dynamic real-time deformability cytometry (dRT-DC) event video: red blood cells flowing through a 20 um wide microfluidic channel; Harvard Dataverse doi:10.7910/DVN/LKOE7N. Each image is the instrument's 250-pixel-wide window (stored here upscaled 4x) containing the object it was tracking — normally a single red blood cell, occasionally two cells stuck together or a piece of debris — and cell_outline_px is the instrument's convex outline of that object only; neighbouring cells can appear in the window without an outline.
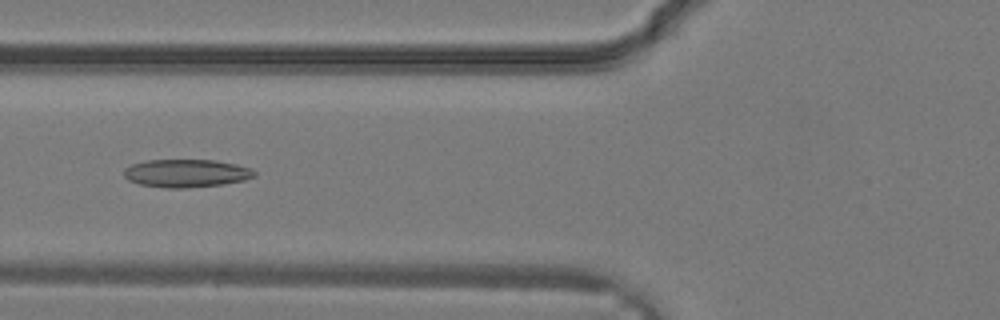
{"species": "common noctule bat (a hibernating species)", "species_latin": "Nyctalus noctula", "temperature_condition": "warm", "stored_images_in_passage": 28, "camera_frame_rate_fps": 3000, "um_per_image_px": 0.085, "animal": {"sex": "male", "body_mass_g": 19.2, "forearm_length_mm": 51.8}, "frame": {"image": 1, "passage_image": 8, "time_ms": 2.333, "image_size_px": [1000, 320], "cell_outline_px": [[256, 176], [244, 180], [220, 184], [184, 188], [168, 188], [140, 184], [128, 180], [124, 176], [124, 168], [132, 164], [148, 160], [216, 160], [236, 164], [252, 168], [256, 172]], "centroid_in_image_um": [15.84, 14.72], "position_along_channel_um": 110.0, "area_um2": 21.21}}
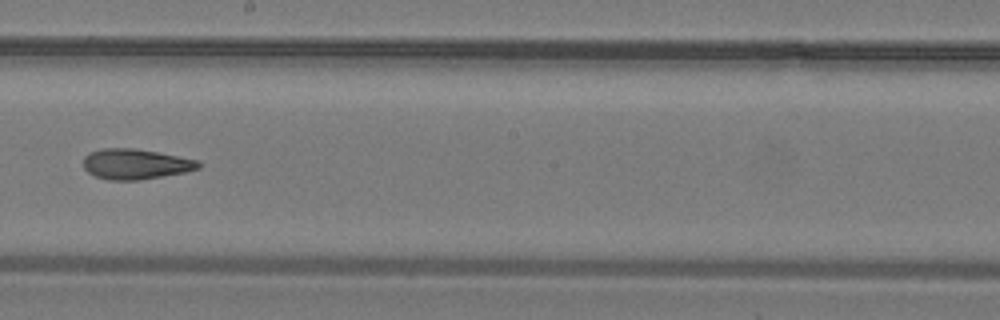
{"frame": {"image": 2, "passage_image": 14, "time_ms": 4.333, "image_size_px": [1000, 320], "cell_outline_px": [[200, 168], [184, 172], [136, 180], [108, 180], [96, 176], [88, 172], [84, 168], [84, 156], [88, 152], [104, 148], [136, 148], [200, 160]], "centroid_in_image_um": [11.51, 13.93], "position_along_channel_um": 236.7, "area_um2": 20.29}}
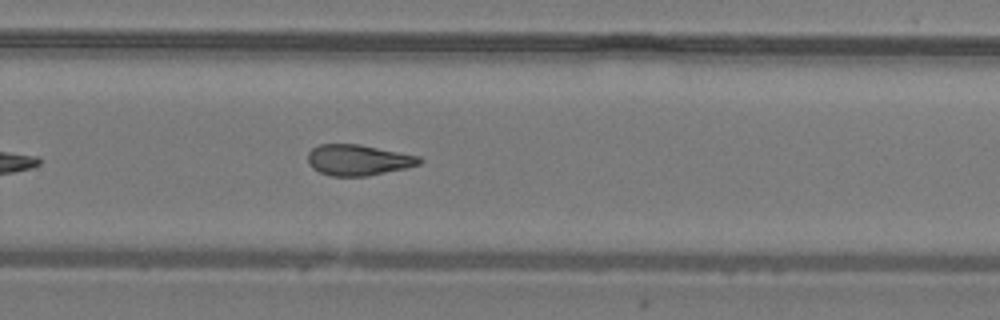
{"frame": {"image": 3, "passage_image": 17, "time_ms": 5.333, "image_size_px": [1000, 320], "cell_outline_px": [[424, 160], [420, 164], [408, 168], [368, 176], [332, 176], [320, 172], [312, 168], [308, 164], [308, 152], [312, 148], [320, 144], [360, 144], [420, 156]], "centroid_in_image_um": [30.47, 13.6], "position_along_channel_um": 299.3, "area_um2": 20.29}}